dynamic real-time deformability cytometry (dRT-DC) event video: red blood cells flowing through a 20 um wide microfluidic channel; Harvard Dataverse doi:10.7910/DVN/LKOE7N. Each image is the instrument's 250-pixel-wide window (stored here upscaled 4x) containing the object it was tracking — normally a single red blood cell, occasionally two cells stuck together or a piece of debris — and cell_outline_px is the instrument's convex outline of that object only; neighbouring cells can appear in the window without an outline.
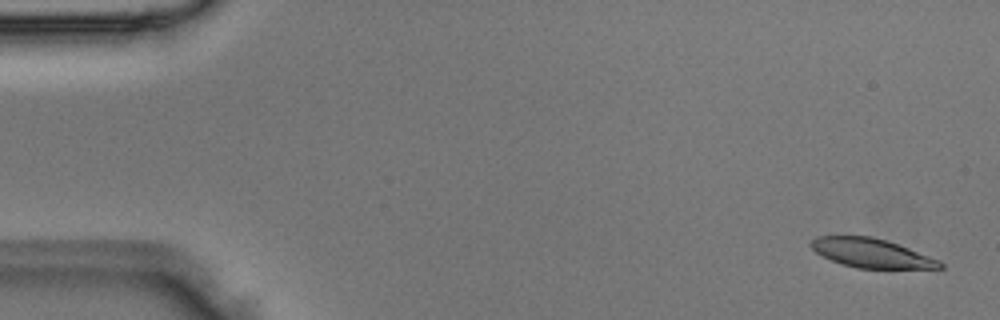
{"species": "Egyptian fruit bat (a non-hibernating species)", "species_latin": "Rousettus aegyptiacus", "temperature_condition": "room temperature", "stored_images_in_passage": 3, "camera_frame_rate_fps": 3000, "um_per_image_px": 0.085, "animal": {"sex": "male"}, "frame": {"image": 1, "passage_image": 1, "time_ms": 0.0, "image_size_px": [1000, 320], "cell_outline_px": [[944, 268], [856, 268], [832, 260], [816, 252], [808, 244], [816, 236], [872, 236], [908, 248], [940, 260], [944, 264]], "centroid_in_image_um": [74.06, 21.51], "position_along_channel_um": 10.9, "area_um2": 21.5}}